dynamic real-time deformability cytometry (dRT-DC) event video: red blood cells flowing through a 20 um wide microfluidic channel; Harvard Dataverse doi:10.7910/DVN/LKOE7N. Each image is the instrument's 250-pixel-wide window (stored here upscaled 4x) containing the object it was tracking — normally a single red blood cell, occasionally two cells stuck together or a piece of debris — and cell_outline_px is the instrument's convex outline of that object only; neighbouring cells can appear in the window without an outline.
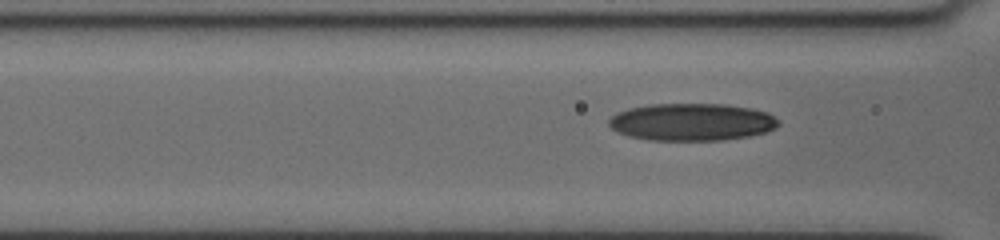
{"species": "human", "species_latin": "Homo sapiens", "temperature_condition": "cold", "stored_images_in_passage": 4, "segment_of_instrument_passage": [2, 2], "camera_frame_rate_fps": 3000, "um_per_image_px": 0.085, "donor": {"sex": "female"}, "frame": {"image": 1, "passage_image": 4, "time_ms": 3.0, "image_size_px": [1000, 240], "cell_outline_px": [[780, 124], [776, 128], [764, 132], [748, 136], [720, 140], [648, 140], [628, 136], [616, 132], [608, 124], [608, 120], [616, 112], [628, 108], [652, 104], [728, 104], [752, 108], [768, 112], [780, 120]], "centroid_in_image_um": [58.8, 10.36], "position_along_channel_um": 107.8, "area_um2": 37.22}}